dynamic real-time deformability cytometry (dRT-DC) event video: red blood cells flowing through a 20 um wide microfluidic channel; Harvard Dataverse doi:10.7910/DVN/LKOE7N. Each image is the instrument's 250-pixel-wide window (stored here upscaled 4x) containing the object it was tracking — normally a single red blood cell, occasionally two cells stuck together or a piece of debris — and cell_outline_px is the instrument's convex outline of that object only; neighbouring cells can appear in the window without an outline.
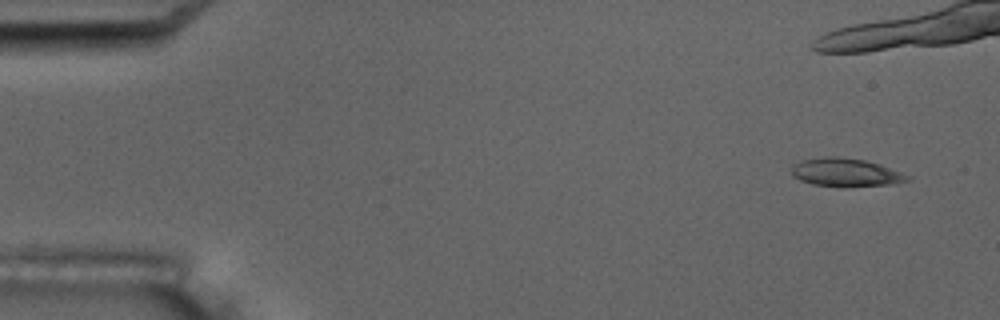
{"species": "common noctule bat (a hibernating species)", "species_latin": "Nyctalus noctula", "temperature_condition": "room temperature", "stored_images_in_passage": 8, "camera_frame_rate_fps": 3000, "um_per_image_px": 0.085, "animal": {"sex": "male", "body_mass_g": 17.5, "forearm_length_mm": 52.3}, "frame": {"image": 1, "passage_image": 1, "time_ms": 0.0, "image_size_px": [1000, 320], "cell_outline_px": [[912, 180], [896, 184], [812, 184], [800, 180], [792, 176], [792, 168], [800, 160], [824, 156], [836, 156], [864, 160], [880, 164], [912, 176]], "centroid_in_image_um": [71.92, 14.61], "position_along_channel_um": 13.1, "area_um2": 18.38}}